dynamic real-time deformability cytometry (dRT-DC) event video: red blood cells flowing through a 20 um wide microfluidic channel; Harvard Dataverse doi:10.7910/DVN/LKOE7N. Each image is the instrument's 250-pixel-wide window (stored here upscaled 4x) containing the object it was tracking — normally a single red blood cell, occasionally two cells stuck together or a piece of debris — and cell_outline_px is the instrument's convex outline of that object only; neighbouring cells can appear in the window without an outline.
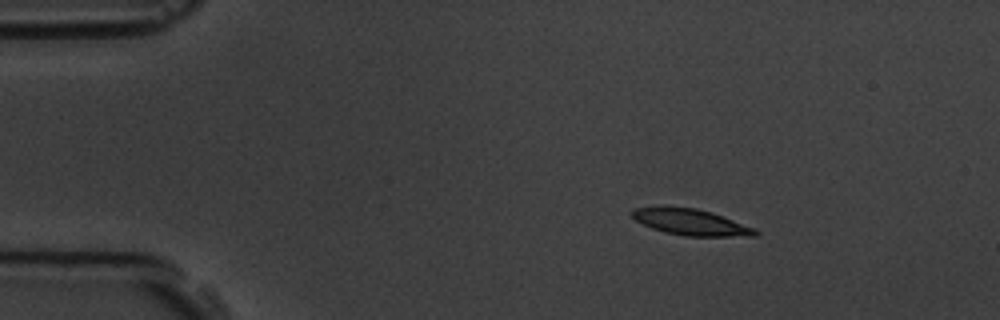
{"species": "common noctule bat (a hibernating species)", "species_latin": "Nyctalus noctula", "temperature_condition": "room temperature", "stored_images_in_passage": 3, "camera_frame_rate_fps": 3000, "um_per_image_px": 0.085, "animal": {"sex": "male", "body_mass_g": 19.5, "forearm_length_mm": 54.6}, "frame": {"image": 1, "passage_image": 1, "time_ms": 0.0, "image_size_px": [1000, 320], "cell_outline_px": [[760, 232], [756, 236], [684, 236], [664, 232], [652, 228], [636, 220], [628, 212], [632, 208], [660, 204], [668, 204], [696, 208], [712, 212], [724, 216], [756, 228]], "centroid_in_image_um": [58.66, 18.83], "position_along_channel_um": 26.3, "area_um2": 19.65}}